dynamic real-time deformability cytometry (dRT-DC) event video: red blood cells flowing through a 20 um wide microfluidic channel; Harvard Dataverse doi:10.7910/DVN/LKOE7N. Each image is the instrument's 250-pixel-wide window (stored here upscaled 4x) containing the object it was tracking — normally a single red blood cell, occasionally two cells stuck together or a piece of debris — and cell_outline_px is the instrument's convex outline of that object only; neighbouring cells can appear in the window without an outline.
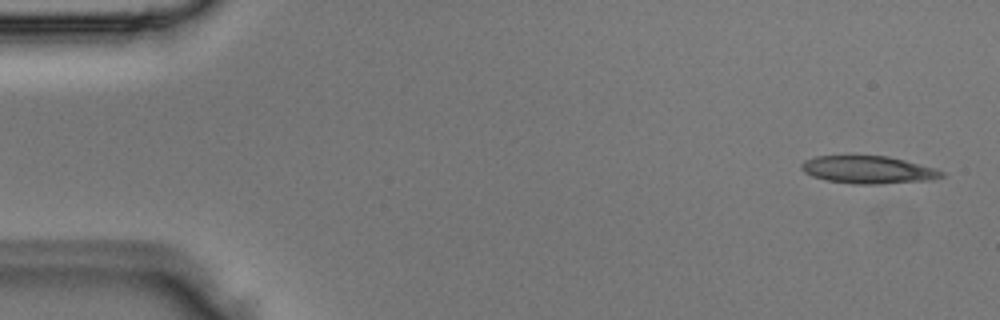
{"species": "Egyptian fruit bat (a non-hibernating species)", "species_latin": "Rousettus aegyptiacus", "temperature_condition": "room temperature", "stored_images_in_passage": 4, "camera_frame_rate_fps": 3000, "um_per_image_px": 0.085, "animal": {"sex": "male"}, "frame": {"image": 1, "passage_image": 1, "time_ms": 0.0, "image_size_px": [1000, 320], "cell_outline_px": [[944, 176], [928, 180], [880, 184], [852, 184], [828, 180], [812, 176], [804, 172], [800, 168], [800, 164], [804, 160], [816, 156], [888, 156], [936, 168], [944, 172]], "centroid_in_image_um": [73.78, 14.43], "position_along_channel_um": 11.2, "area_um2": 22.48}}